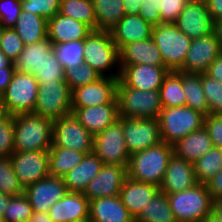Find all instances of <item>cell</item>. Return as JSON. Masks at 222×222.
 Listing matches in <instances>:
<instances>
[{
	"mask_svg": "<svg viewBox=\"0 0 222 222\" xmlns=\"http://www.w3.org/2000/svg\"><path fill=\"white\" fill-rule=\"evenodd\" d=\"M152 30L153 26L137 14L124 15L109 31L120 50L124 45L151 38Z\"/></svg>",
	"mask_w": 222,
	"mask_h": 222,
	"instance_id": "603a6c76",
	"label": "cell"
},
{
	"mask_svg": "<svg viewBox=\"0 0 222 222\" xmlns=\"http://www.w3.org/2000/svg\"><path fill=\"white\" fill-rule=\"evenodd\" d=\"M71 113L93 136L103 132L119 118L116 98L108 104L72 107Z\"/></svg>",
	"mask_w": 222,
	"mask_h": 222,
	"instance_id": "ffe728a7",
	"label": "cell"
},
{
	"mask_svg": "<svg viewBox=\"0 0 222 222\" xmlns=\"http://www.w3.org/2000/svg\"><path fill=\"white\" fill-rule=\"evenodd\" d=\"M21 12V0H0L1 27L13 28Z\"/></svg>",
	"mask_w": 222,
	"mask_h": 222,
	"instance_id": "c3c4849f",
	"label": "cell"
},
{
	"mask_svg": "<svg viewBox=\"0 0 222 222\" xmlns=\"http://www.w3.org/2000/svg\"><path fill=\"white\" fill-rule=\"evenodd\" d=\"M54 222H89V200L83 193L67 194L49 209Z\"/></svg>",
	"mask_w": 222,
	"mask_h": 222,
	"instance_id": "7402d4cb",
	"label": "cell"
},
{
	"mask_svg": "<svg viewBox=\"0 0 222 222\" xmlns=\"http://www.w3.org/2000/svg\"><path fill=\"white\" fill-rule=\"evenodd\" d=\"M38 84L33 113L56 120L72 112V90L66 81Z\"/></svg>",
	"mask_w": 222,
	"mask_h": 222,
	"instance_id": "9c48e42d",
	"label": "cell"
},
{
	"mask_svg": "<svg viewBox=\"0 0 222 222\" xmlns=\"http://www.w3.org/2000/svg\"><path fill=\"white\" fill-rule=\"evenodd\" d=\"M206 186L214 201L222 198V170L214 175L206 183Z\"/></svg>",
	"mask_w": 222,
	"mask_h": 222,
	"instance_id": "f5cc1de1",
	"label": "cell"
},
{
	"mask_svg": "<svg viewBox=\"0 0 222 222\" xmlns=\"http://www.w3.org/2000/svg\"><path fill=\"white\" fill-rule=\"evenodd\" d=\"M118 113L121 118H155L163 109L159 90L127 87L120 79L116 87Z\"/></svg>",
	"mask_w": 222,
	"mask_h": 222,
	"instance_id": "5b68a950",
	"label": "cell"
},
{
	"mask_svg": "<svg viewBox=\"0 0 222 222\" xmlns=\"http://www.w3.org/2000/svg\"><path fill=\"white\" fill-rule=\"evenodd\" d=\"M146 64L152 66H165L152 38L124 45L119 50V65Z\"/></svg>",
	"mask_w": 222,
	"mask_h": 222,
	"instance_id": "484cf974",
	"label": "cell"
},
{
	"mask_svg": "<svg viewBox=\"0 0 222 222\" xmlns=\"http://www.w3.org/2000/svg\"><path fill=\"white\" fill-rule=\"evenodd\" d=\"M68 190L63 178L48 176L24 189L33 211L49 212L57 201L61 200Z\"/></svg>",
	"mask_w": 222,
	"mask_h": 222,
	"instance_id": "e0dca14e",
	"label": "cell"
},
{
	"mask_svg": "<svg viewBox=\"0 0 222 222\" xmlns=\"http://www.w3.org/2000/svg\"><path fill=\"white\" fill-rule=\"evenodd\" d=\"M174 24L192 40L214 32V20L203 0H190Z\"/></svg>",
	"mask_w": 222,
	"mask_h": 222,
	"instance_id": "5bb4252c",
	"label": "cell"
},
{
	"mask_svg": "<svg viewBox=\"0 0 222 222\" xmlns=\"http://www.w3.org/2000/svg\"><path fill=\"white\" fill-rule=\"evenodd\" d=\"M9 158L24 189L49 176V150L14 151Z\"/></svg>",
	"mask_w": 222,
	"mask_h": 222,
	"instance_id": "4fadbf2b",
	"label": "cell"
},
{
	"mask_svg": "<svg viewBox=\"0 0 222 222\" xmlns=\"http://www.w3.org/2000/svg\"><path fill=\"white\" fill-rule=\"evenodd\" d=\"M222 53L215 32L193 39L179 71L205 73L209 65Z\"/></svg>",
	"mask_w": 222,
	"mask_h": 222,
	"instance_id": "9a60e30c",
	"label": "cell"
},
{
	"mask_svg": "<svg viewBox=\"0 0 222 222\" xmlns=\"http://www.w3.org/2000/svg\"><path fill=\"white\" fill-rule=\"evenodd\" d=\"M15 71V67L0 68V98L8 87Z\"/></svg>",
	"mask_w": 222,
	"mask_h": 222,
	"instance_id": "11a10c76",
	"label": "cell"
},
{
	"mask_svg": "<svg viewBox=\"0 0 222 222\" xmlns=\"http://www.w3.org/2000/svg\"><path fill=\"white\" fill-rule=\"evenodd\" d=\"M197 184L194 164L173 154L159 187L160 191L166 194L177 193L195 187Z\"/></svg>",
	"mask_w": 222,
	"mask_h": 222,
	"instance_id": "44dd1931",
	"label": "cell"
},
{
	"mask_svg": "<svg viewBox=\"0 0 222 222\" xmlns=\"http://www.w3.org/2000/svg\"><path fill=\"white\" fill-rule=\"evenodd\" d=\"M96 30H110L125 15L123 0H92Z\"/></svg>",
	"mask_w": 222,
	"mask_h": 222,
	"instance_id": "836d02e7",
	"label": "cell"
},
{
	"mask_svg": "<svg viewBox=\"0 0 222 222\" xmlns=\"http://www.w3.org/2000/svg\"><path fill=\"white\" fill-rule=\"evenodd\" d=\"M92 152L103 164L128 166L130 153L124 139L123 118L119 117L103 132L94 135Z\"/></svg>",
	"mask_w": 222,
	"mask_h": 222,
	"instance_id": "30bf717a",
	"label": "cell"
},
{
	"mask_svg": "<svg viewBox=\"0 0 222 222\" xmlns=\"http://www.w3.org/2000/svg\"><path fill=\"white\" fill-rule=\"evenodd\" d=\"M123 133L130 155L162 142L160 124L155 118H123Z\"/></svg>",
	"mask_w": 222,
	"mask_h": 222,
	"instance_id": "7c38bea8",
	"label": "cell"
},
{
	"mask_svg": "<svg viewBox=\"0 0 222 222\" xmlns=\"http://www.w3.org/2000/svg\"><path fill=\"white\" fill-rule=\"evenodd\" d=\"M32 206L25 193L14 195L7 205L3 221L4 222H29L32 216Z\"/></svg>",
	"mask_w": 222,
	"mask_h": 222,
	"instance_id": "ab89813d",
	"label": "cell"
},
{
	"mask_svg": "<svg viewBox=\"0 0 222 222\" xmlns=\"http://www.w3.org/2000/svg\"><path fill=\"white\" fill-rule=\"evenodd\" d=\"M182 89L187 107L205 116L209 114V106L202 88V73L182 72Z\"/></svg>",
	"mask_w": 222,
	"mask_h": 222,
	"instance_id": "d6a6232c",
	"label": "cell"
},
{
	"mask_svg": "<svg viewBox=\"0 0 222 222\" xmlns=\"http://www.w3.org/2000/svg\"><path fill=\"white\" fill-rule=\"evenodd\" d=\"M52 132V119L35 113L14 115V151L49 150Z\"/></svg>",
	"mask_w": 222,
	"mask_h": 222,
	"instance_id": "7a4b0ae2",
	"label": "cell"
},
{
	"mask_svg": "<svg viewBox=\"0 0 222 222\" xmlns=\"http://www.w3.org/2000/svg\"><path fill=\"white\" fill-rule=\"evenodd\" d=\"M151 38L160 50L165 68L168 71H179L192 39L182 33L174 23L153 26Z\"/></svg>",
	"mask_w": 222,
	"mask_h": 222,
	"instance_id": "52a82bcc",
	"label": "cell"
},
{
	"mask_svg": "<svg viewBox=\"0 0 222 222\" xmlns=\"http://www.w3.org/2000/svg\"><path fill=\"white\" fill-rule=\"evenodd\" d=\"M205 115L190 107L163 108L158 116L162 142L174 145L189 133L204 126Z\"/></svg>",
	"mask_w": 222,
	"mask_h": 222,
	"instance_id": "8992f818",
	"label": "cell"
},
{
	"mask_svg": "<svg viewBox=\"0 0 222 222\" xmlns=\"http://www.w3.org/2000/svg\"><path fill=\"white\" fill-rule=\"evenodd\" d=\"M193 164L198 183L206 184L214 175L222 170V148L212 147Z\"/></svg>",
	"mask_w": 222,
	"mask_h": 222,
	"instance_id": "74e56055",
	"label": "cell"
},
{
	"mask_svg": "<svg viewBox=\"0 0 222 222\" xmlns=\"http://www.w3.org/2000/svg\"><path fill=\"white\" fill-rule=\"evenodd\" d=\"M213 147L211 137L204 126L189 133L173 145V154L194 163Z\"/></svg>",
	"mask_w": 222,
	"mask_h": 222,
	"instance_id": "f1b7e54d",
	"label": "cell"
},
{
	"mask_svg": "<svg viewBox=\"0 0 222 222\" xmlns=\"http://www.w3.org/2000/svg\"><path fill=\"white\" fill-rule=\"evenodd\" d=\"M93 30L86 24L59 12L48 20V39L54 44L84 40Z\"/></svg>",
	"mask_w": 222,
	"mask_h": 222,
	"instance_id": "cb8c5ba5",
	"label": "cell"
},
{
	"mask_svg": "<svg viewBox=\"0 0 222 222\" xmlns=\"http://www.w3.org/2000/svg\"><path fill=\"white\" fill-rule=\"evenodd\" d=\"M206 5L214 21L222 18V0H207Z\"/></svg>",
	"mask_w": 222,
	"mask_h": 222,
	"instance_id": "9f6ffc18",
	"label": "cell"
},
{
	"mask_svg": "<svg viewBox=\"0 0 222 222\" xmlns=\"http://www.w3.org/2000/svg\"><path fill=\"white\" fill-rule=\"evenodd\" d=\"M205 73L222 83V53L209 65Z\"/></svg>",
	"mask_w": 222,
	"mask_h": 222,
	"instance_id": "db71d44e",
	"label": "cell"
},
{
	"mask_svg": "<svg viewBox=\"0 0 222 222\" xmlns=\"http://www.w3.org/2000/svg\"><path fill=\"white\" fill-rule=\"evenodd\" d=\"M204 128L211 137L213 147L222 148V115H206L204 118Z\"/></svg>",
	"mask_w": 222,
	"mask_h": 222,
	"instance_id": "f907efd6",
	"label": "cell"
},
{
	"mask_svg": "<svg viewBox=\"0 0 222 222\" xmlns=\"http://www.w3.org/2000/svg\"><path fill=\"white\" fill-rule=\"evenodd\" d=\"M94 136L74 117L72 113L53 120L52 146L71 148L91 153Z\"/></svg>",
	"mask_w": 222,
	"mask_h": 222,
	"instance_id": "8fae6325",
	"label": "cell"
},
{
	"mask_svg": "<svg viewBox=\"0 0 222 222\" xmlns=\"http://www.w3.org/2000/svg\"><path fill=\"white\" fill-rule=\"evenodd\" d=\"M60 14L74 18L96 30V19L92 0H60Z\"/></svg>",
	"mask_w": 222,
	"mask_h": 222,
	"instance_id": "8d00e7d4",
	"label": "cell"
},
{
	"mask_svg": "<svg viewBox=\"0 0 222 222\" xmlns=\"http://www.w3.org/2000/svg\"><path fill=\"white\" fill-rule=\"evenodd\" d=\"M159 95L163 108L186 105L182 89V71H169L163 79Z\"/></svg>",
	"mask_w": 222,
	"mask_h": 222,
	"instance_id": "d590c367",
	"label": "cell"
},
{
	"mask_svg": "<svg viewBox=\"0 0 222 222\" xmlns=\"http://www.w3.org/2000/svg\"><path fill=\"white\" fill-rule=\"evenodd\" d=\"M213 212L222 219V198L214 201Z\"/></svg>",
	"mask_w": 222,
	"mask_h": 222,
	"instance_id": "be15d7a7",
	"label": "cell"
},
{
	"mask_svg": "<svg viewBox=\"0 0 222 222\" xmlns=\"http://www.w3.org/2000/svg\"><path fill=\"white\" fill-rule=\"evenodd\" d=\"M214 32L216 34V38L220 43V47L222 49V18L214 21Z\"/></svg>",
	"mask_w": 222,
	"mask_h": 222,
	"instance_id": "94428289",
	"label": "cell"
},
{
	"mask_svg": "<svg viewBox=\"0 0 222 222\" xmlns=\"http://www.w3.org/2000/svg\"><path fill=\"white\" fill-rule=\"evenodd\" d=\"M103 165L102 160L93 152L86 154L82 162L63 177L68 192L84 193L88 183Z\"/></svg>",
	"mask_w": 222,
	"mask_h": 222,
	"instance_id": "83f0119b",
	"label": "cell"
},
{
	"mask_svg": "<svg viewBox=\"0 0 222 222\" xmlns=\"http://www.w3.org/2000/svg\"><path fill=\"white\" fill-rule=\"evenodd\" d=\"M143 0H123L125 15H137Z\"/></svg>",
	"mask_w": 222,
	"mask_h": 222,
	"instance_id": "6f0895ef",
	"label": "cell"
},
{
	"mask_svg": "<svg viewBox=\"0 0 222 222\" xmlns=\"http://www.w3.org/2000/svg\"><path fill=\"white\" fill-rule=\"evenodd\" d=\"M138 15L152 26L160 24V0H143Z\"/></svg>",
	"mask_w": 222,
	"mask_h": 222,
	"instance_id": "816d5d0a",
	"label": "cell"
},
{
	"mask_svg": "<svg viewBox=\"0 0 222 222\" xmlns=\"http://www.w3.org/2000/svg\"><path fill=\"white\" fill-rule=\"evenodd\" d=\"M38 81L32 74L17 72L0 98L5 115L33 113L36 105Z\"/></svg>",
	"mask_w": 222,
	"mask_h": 222,
	"instance_id": "ba28073f",
	"label": "cell"
},
{
	"mask_svg": "<svg viewBox=\"0 0 222 222\" xmlns=\"http://www.w3.org/2000/svg\"><path fill=\"white\" fill-rule=\"evenodd\" d=\"M24 49V44L14 28H2L0 50L14 62Z\"/></svg>",
	"mask_w": 222,
	"mask_h": 222,
	"instance_id": "f6af8a7d",
	"label": "cell"
},
{
	"mask_svg": "<svg viewBox=\"0 0 222 222\" xmlns=\"http://www.w3.org/2000/svg\"><path fill=\"white\" fill-rule=\"evenodd\" d=\"M89 222H134L120 196L101 197L89 201Z\"/></svg>",
	"mask_w": 222,
	"mask_h": 222,
	"instance_id": "4316f807",
	"label": "cell"
},
{
	"mask_svg": "<svg viewBox=\"0 0 222 222\" xmlns=\"http://www.w3.org/2000/svg\"><path fill=\"white\" fill-rule=\"evenodd\" d=\"M190 0H160V24L175 23Z\"/></svg>",
	"mask_w": 222,
	"mask_h": 222,
	"instance_id": "681fc988",
	"label": "cell"
},
{
	"mask_svg": "<svg viewBox=\"0 0 222 222\" xmlns=\"http://www.w3.org/2000/svg\"><path fill=\"white\" fill-rule=\"evenodd\" d=\"M168 73L165 66L120 65L119 79L130 88L148 91L159 90Z\"/></svg>",
	"mask_w": 222,
	"mask_h": 222,
	"instance_id": "d6986e66",
	"label": "cell"
},
{
	"mask_svg": "<svg viewBox=\"0 0 222 222\" xmlns=\"http://www.w3.org/2000/svg\"><path fill=\"white\" fill-rule=\"evenodd\" d=\"M84 63L89 64L102 77H119V50L110 31L93 30L84 39Z\"/></svg>",
	"mask_w": 222,
	"mask_h": 222,
	"instance_id": "3957f363",
	"label": "cell"
},
{
	"mask_svg": "<svg viewBox=\"0 0 222 222\" xmlns=\"http://www.w3.org/2000/svg\"><path fill=\"white\" fill-rule=\"evenodd\" d=\"M134 222H177L169 206L167 194L159 190L143 207Z\"/></svg>",
	"mask_w": 222,
	"mask_h": 222,
	"instance_id": "e575fe53",
	"label": "cell"
},
{
	"mask_svg": "<svg viewBox=\"0 0 222 222\" xmlns=\"http://www.w3.org/2000/svg\"><path fill=\"white\" fill-rule=\"evenodd\" d=\"M101 77L96 70L84 62L65 72V81L71 90L96 82Z\"/></svg>",
	"mask_w": 222,
	"mask_h": 222,
	"instance_id": "b9f144b4",
	"label": "cell"
},
{
	"mask_svg": "<svg viewBox=\"0 0 222 222\" xmlns=\"http://www.w3.org/2000/svg\"><path fill=\"white\" fill-rule=\"evenodd\" d=\"M167 199L177 222H202L213 213L214 200L206 184L167 194Z\"/></svg>",
	"mask_w": 222,
	"mask_h": 222,
	"instance_id": "277c9868",
	"label": "cell"
},
{
	"mask_svg": "<svg viewBox=\"0 0 222 222\" xmlns=\"http://www.w3.org/2000/svg\"><path fill=\"white\" fill-rule=\"evenodd\" d=\"M119 77H101L72 90V107H90L111 103L116 98Z\"/></svg>",
	"mask_w": 222,
	"mask_h": 222,
	"instance_id": "2e32d148",
	"label": "cell"
},
{
	"mask_svg": "<svg viewBox=\"0 0 222 222\" xmlns=\"http://www.w3.org/2000/svg\"><path fill=\"white\" fill-rule=\"evenodd\" d=\"M53 50L65 72L84 62V40L54 44Z\"/></svg>",
	"mask_w": 222,
	"mask_h": 222,
	"instance_id": "f35d334b",
	"label": "cell"
},
{
	"mask_svg": "<svg viewBox=\"0 0 222 222\" xmlns=\"http://www.w3.org/2000/svg\"><path fill=\"white\" fill-rule=\"evenodd\" d=\"M14 152V116L0 119V158H8Z\"/></svg>",
	"mask_w": 222,
	"mask_h": 222,
	"instance_id": "7dc6e473",
	"label": "cell"
},
{
	"mask_svg": "<svg viewBox=\"0 0 222 222\" xmlns=\"http://www.w3.org/2000/svg\"><path fill=\"white\" fill-rule=\"evenodd\" d=\"M0 192L10 196L24 193V188L15 175L10 158H0Z\"/></svg>",
	"mask_w": 222,
	"mask_h": 222,
	"instance_id": "60d3db41",
	"label": "cell"
},
{
	"mask_svg": "<svg viewBox=\"0 0 222 222\" xmlns=\"http://www.w3.org/2000/svg\"><path fill=\"white\" fill-rule=\"evenodd\" d=\"M202 222H222V219L219 218L214 212L208 215Z\"/></svg>",
	"mask_w": 222,
	"mask_h": 222,
	"instance_id": "e7e4bbea",
	"label": "cell"
},
{
	"mask_svg": "<svg viewBox=\"0 0 222 222\" xmlns=\"http://www.w3.org/2000/svg\"><path fill=\"white\" fill-rule=\"evenodd\" d=\"M126 178V166L104 164L100 172L88 183L83 194L89 201L95 198L119 196Z\"/></svg>",
	"mask_w": 222,
	"mask_h": 222,
	"instance_id": "ac0fdd59",
	"label": "cell"
},
{
	"mask_svg": "<svg viewBox=\"0 0 222 222\" xmlns=\"http://www.w3.org/2000/svg\"><path fill=\"white\" fill-rule=\"evenodd\" d=\"M4 116H5V113H4L3 107H2V105H1V103H0V119H1L2 117H4Z\"/></svg>",
	"mask_w": 222,
	"mask_h": 222,
	"instance_id": "03108f58",
	"label": "cell"
},
{
	"mask_svg": "<svg viewBox=\"0 0 222 222\" xmlns=\"http://www.w3.org/2000/svg\"><path fill=\"white\" fill-rule=\"evenodd\" d=\"M172 155L173 145L164 142L134 153L129 158L127 177L160 187Z\"/></svg>",
	"mask_w": 222,
	"mask_h": 222,
	"instance_id": "6da1fadb",
	"label": "cell"
},
{
	"mask_svg": "<svg viewBox=\"0 0 222 222\" xmlns=\"http://www.w3.org/2000/svg\"><path fill=\"white\" fill-rule=\"evenodd\" d=\"M38 83H50L53 81H65V71L62 64L57 60L53 51L45 63L32 74Z\"/></svg>",
	"mask_w": 222,
	"mask_h": 222,
	"instance_id": "7bdbcfd3",
	"label": "cell"
},
{
	"mask_svg": "<svg viewBox=\"0 0 222 222\" xmlns=\"http://www.w3.org/2000/svg\"><path fill=\"white\" fill-rule=\"evenodd\" d=\"M12 196L0 192V218H3L5 209L10 202Z\"/></svg>",
	"mask_w": 222,
	"mask_h": 222,
	"instance_id": "91938a15",
	"label": "cell"
},
{
	"mask_svg": "<svg viewBox=\"0 0 222 222\" xmlns=\"http://www.w3.org/2000/svg\"><path fill=\"white\" fill-rule=\"evenodd\" d=\"M48 21L32 12L22 11L13 27L24 45H30L48 38Z\"/></svg>",
	"mask_w": 222,
	"mask_h": 222,
	"instance_id": "4dcf8cb0",
	"label": "cell"
},
{
	"mask_svg": "<svg viewBox=\"0 0 222 222\" xmlns=\"http://www.w3.org/2000/svg\"><path fill=\"white\" fill-rule=\"evenodd\" d=\"M159 190L160 188L156 185L143 183L127 177L121 187L119 196L122 204L135 219Z\"/></svg>",
	"mask_w": 222,
	"mask_h": 222,
	"instance_id": "d4e9b609",
	"label": "cell"
},
{
	"mask_svg": "<svg viewBox=\"0 0 222 222\" xmlns=\"http://www.w3.org/2000/svg\"><path fill=\"white\" fill-rule=\"evenodd\" d=\"M29 222H54L49 215V212L33 211Z\"/></svg>",
	"mask_w": 222,
	"mask_h": 222,
	"instance_id": "680465c9",
	"label": "cell"
},
{
	"mask_svg": "<svg viewBox=\"0 0 222 222\" xmlns=\"http://www.w3.org/2000/svg\"><path fill=\"white\" fill-rule=\"evenodd\" d=\"M14 67L13 62L0 50V68Z\"/></svg>",
	"mask_w": 222,
	"mask_h": 222,
	"instance_id": "6125c7cd",
	"label": "cell"
},
{
	"mask_svg": "<svg viewBox=\"0 0 222 222\" xmlns=\"http://www.w3.org/2000/svg\"><path fill=\"white\" fill-rule=\"evenodd\" d=\"M202 88L209 106V114L222 115V83L202 73Z\"/></svg>",
	"mask_w": 222,
	"mask_h": 222,
	"instance_id": "ee69618b",
	"label": "cell"
},
{
	"mask_svg": "<svg viewBox=\"0 0 222 222\" xmlns=\"http://www.w3.org/2000/svg\"><path fill=\"white\" fill-rule=\"evenodd\" d=\"M21 8L48 21L60 11V0H21Z\"/></svg>",
	"mask_w": 222,
	"mask_h": 222,
	"instance_id": "bcb514c9",
	"label": "cell"
},
{
	"mask_svg": "<svg viewBox=\"0 0 222 222\" xmlns=\"http://www.w3.org/2000/svg\"><path fill=\"white\" fill-rule=\"evenodd\" d=\"M53 42L48 38L46 40L35 42L30 45H24V49L19 57L13 62L17 72L33 74L39 69L48 56L54 51Z\"/></svg>",
	"mask_w": 222,
	"mask_h": 222,
	"instance_id": "f546056e",
	"label": "cell"
},
{
	"mask_svg": "<svg viewBox=\"0 0 222 222\" xmlns=\"http://www.w3.org/2000/svg\"><path fill=\"white\" fill-rule=\"evenodd\" d=\"M86 154L71 148L51 147L49 149V176L63 178L82 162Z\"/></svg>",
	"mask_w": 222,
	"mask_h": 222,
	"instance_id": "1f68e13d",
	"label": "cell"
}]
</instances>
